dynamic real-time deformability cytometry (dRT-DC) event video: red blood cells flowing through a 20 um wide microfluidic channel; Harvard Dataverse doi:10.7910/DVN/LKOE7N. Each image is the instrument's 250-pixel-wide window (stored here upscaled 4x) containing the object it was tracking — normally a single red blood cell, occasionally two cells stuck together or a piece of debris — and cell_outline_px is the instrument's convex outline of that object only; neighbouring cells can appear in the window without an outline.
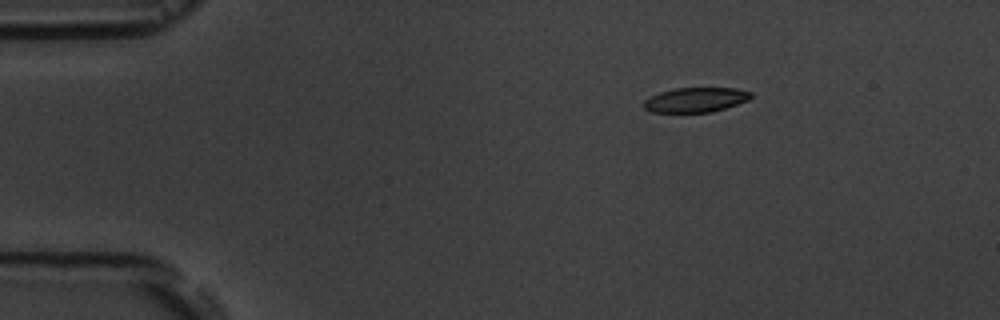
{"species": "common noctule bat (a hibernating species)", "species_latin": "Nyctalus noctula", "temperature_condition": "room temperature", "stored_images_in_passage": 4, "camera_frame_rate_fps": 3000, "um_per_image_px": 0.085, "animal": {"sex": "male", "body_mass_g": 19.5, "forearm_length_mm": 54.6}, "frame": {"image": 1, "passage_image": 1, "time_ms": 0.0, "image_size_px": [1000, 320], "cell_outline_px": [[752, 96], [748, 100], [712, 112], [652, 112], [644, 108], [644, 100], [660, 92], [676, 88], [736, 88], [752, 92]], "centroid_in_image_um": [59.14, 8.48], "position_along_channel_um": 25.9, "area_um2": 15.26}}
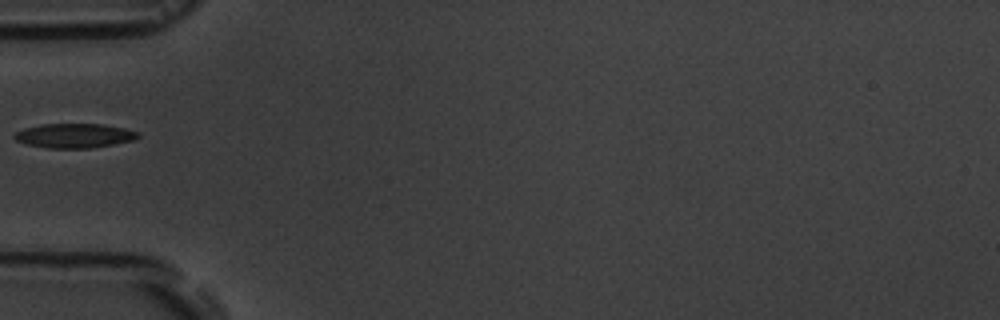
{"frame": {"image": 2, "passage_image": 4, "time_ms": 3.333, "image_size_px": [1000, 320], "cell_outline_px": [[140, 136], [136, 140], [88, 148], [48, 148], [28, 144], [16, 140], [12, 136], [16, 132], [24, 128], [40, 124], [104, 124], [124, 128], [140, 132]], "centroid_in_image_um": [6.35, 11.52], "position_along_channel_um": 78.7, "area_um2": 17.57}}